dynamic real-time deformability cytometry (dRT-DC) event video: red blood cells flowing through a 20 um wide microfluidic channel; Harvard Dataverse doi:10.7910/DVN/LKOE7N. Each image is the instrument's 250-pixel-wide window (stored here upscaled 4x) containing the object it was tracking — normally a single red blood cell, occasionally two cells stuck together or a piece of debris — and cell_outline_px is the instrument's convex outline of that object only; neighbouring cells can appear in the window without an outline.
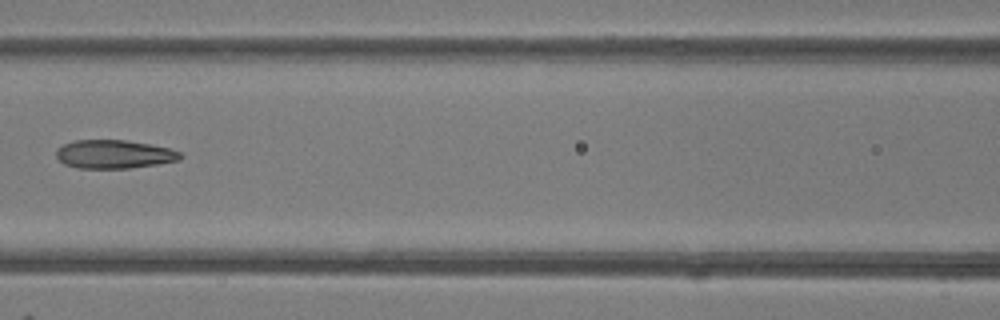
{"species": "common noctule bat (a hibernating species)", "species_latin": "Nyctalus noctula", "temperature_condition": "room temperature", "stored_images_in_passage": 7, "camera_frame_rate_fps": 3000, "um_per_image_px": 0.085, "animal": {"sex": "female"}, "frame": {"image": 1, "passage_image": 6, "time_ms": 6.0, "image_size_px": [1000, 320], "cell_outline_px": [[184, 156], [180, 160], [156, 164], [128, 168], [76, 168], [64, 164], [56, 156], [56, 148], [64, 144], [76, 140], [124, 140], [148, 144], [168, 148], [180, 152]], "centroid_in_image_um": [9.68, 13.11], "position_along_channel_um": 156.9, "area_um2": 20.52}}
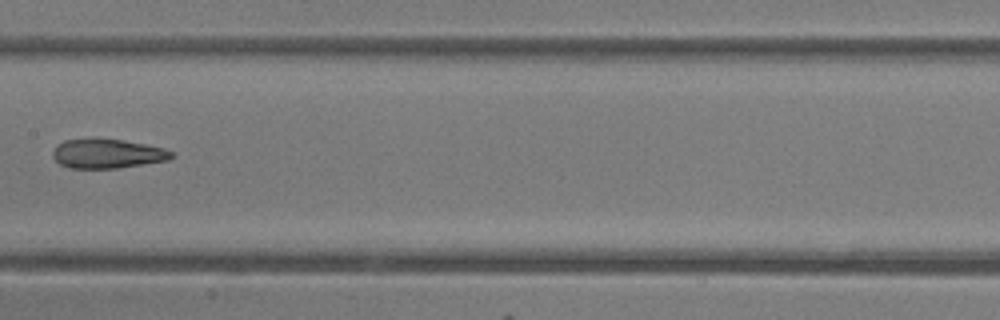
{"frame": {"image": 2, "passage_image": 7, "time_ms": 7.0, "image_size_px": [1000, 320], "cell_outline_px": [[176, 156], [168, 160], [116, 168], [68, 168], [60, 164], [52, 156], [52, 152], [56, 144], [64, 140], [124, 140], [164, 148], [172, 152]], "centroid_in_image_um": [9.12, 13.08], "position_along_channel_um": 198.3, "area_um2": 19.94}}